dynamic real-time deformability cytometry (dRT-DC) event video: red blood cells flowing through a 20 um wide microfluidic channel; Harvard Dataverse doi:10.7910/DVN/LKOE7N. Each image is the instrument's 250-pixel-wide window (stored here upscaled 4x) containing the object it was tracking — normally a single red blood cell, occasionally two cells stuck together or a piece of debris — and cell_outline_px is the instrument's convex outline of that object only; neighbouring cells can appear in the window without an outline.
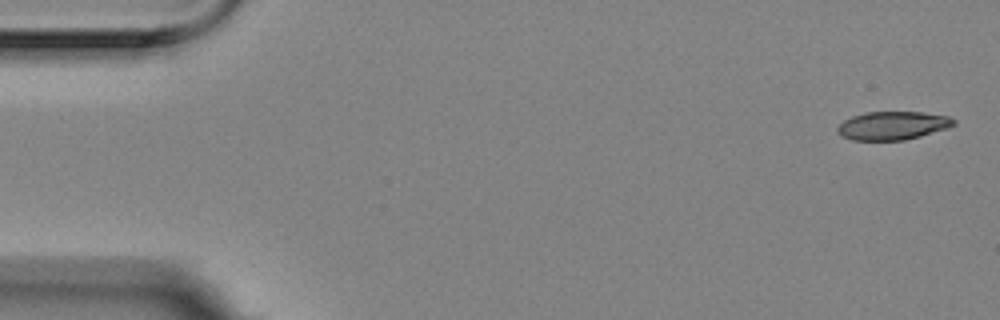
{"species": "Egyptian fruit bat (a non-hibernating species)", "species_latin": "Rousettus aegyptiacus", "temperature_condition": "room temperature", "stored_images_in_passage": 4, "camera_frame_rate_fps": 3000, "um_per_image_px": 0.085, "animal": {"sex": "female"}, "frame": {"image": 1, "passage_image": 1, "time_ms": 0.0, "image_size_px": [1000, 320], "cell_outline_px": [[956, 124], [948, 128], [920, 136], [904, 140], [852, 140], [840, 136], [836, 132], [836, 128], [844, 120], [852, 116], [864, 112], [924, 112], [948, 116], [956, 120]], "centroid_in_image_um": [75.86, 10.67], "position_along_channel_um": 9.1, "area_um2": 19.36}}
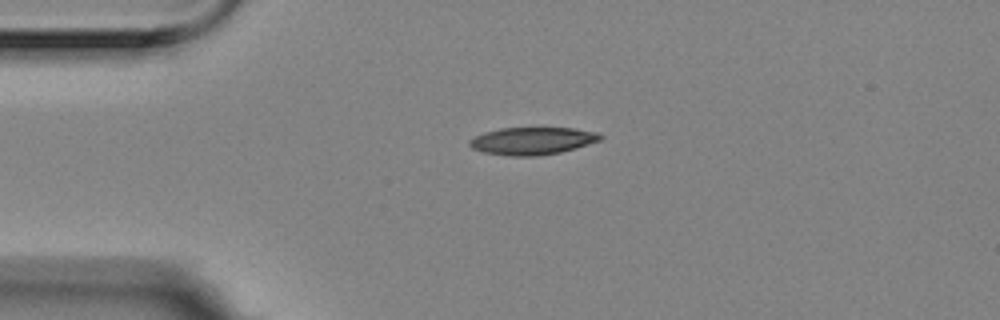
{"frame": {"image": 2, "passage_image": 3, "time_ms": 0.667, "image_size_px": [1000, 320], "cell_outline_px": [[604, 136], [600, 140], [560, 152], [536, 156], [508, 156], [484, 152], [472, 148], [468, 144], [468, 140], [484, 132], [500, 128], [572, 128], [596, 132]], "centroid_in_image_um": [45.21, 11.97], "position_along_channel_um": 39.8, "area_um2": 20.75}}